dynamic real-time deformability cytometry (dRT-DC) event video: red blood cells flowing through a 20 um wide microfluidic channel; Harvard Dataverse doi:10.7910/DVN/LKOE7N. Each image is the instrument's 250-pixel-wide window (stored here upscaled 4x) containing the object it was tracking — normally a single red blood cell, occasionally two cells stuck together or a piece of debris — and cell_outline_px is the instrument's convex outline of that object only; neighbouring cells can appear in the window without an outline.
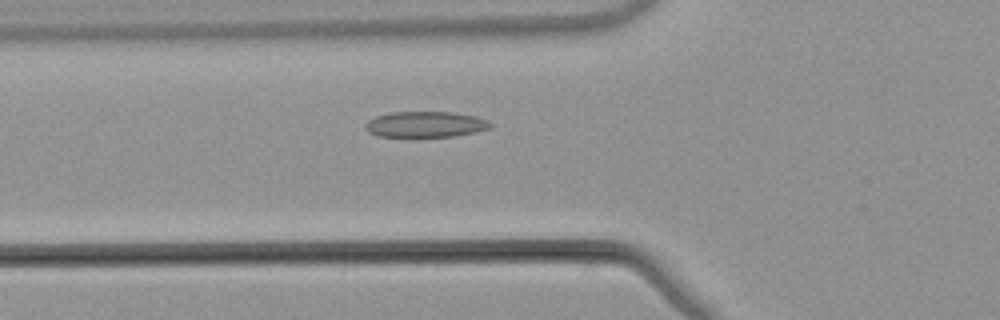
{"species": "common noctule bat (a hibernating species)", "species_latin": "Nyctalus noctula", "temperature_condition": "warm", "stored_images_in_passage": 51, "camera_frame_rate_fps": 3000, "um_per_image_px": 0.085, "animal": {"sex": "male", "body_mass_g": 21.5, "forearm_length_mm": 52.0}, "frame": {"image": 1, "passage_image": 17, "time_ms": 5.333, "image_size_px": [1000, 320], "cell_outline_px": [[492, 128], [476, 132], [456, 136], [376, 136], [368, 132], [364, 128], [364, 124], [368, 120], [376, 116], [388, 112], [452, 112], [476, 116], [488, 120], [492, 124]], "centroid_in_image_um": [36.16, 10.56], "position_along_channel_um": 89.6, "area_um2": 18.96}}
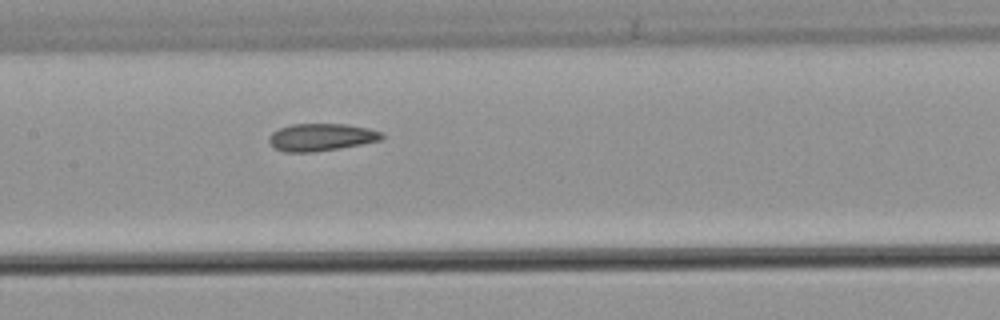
{"frame": {"image": 2, "passage_image": 24, "time_ms": 7.667, "image_size_px": [1000, 320], "cell_outline_px": [[384, 136], [380, 140], [340, 148], [312, 152], [284, 152], [272, 148], [268, 140], [268, 136], [272, 132], [280, 128], [292, 124], [348, 124], [368, 128], [380, 132]], "centroid_in_image_um": [27.24, 11.66], "position_along_channel_um": 180.2, "area_um2": 18.03}}
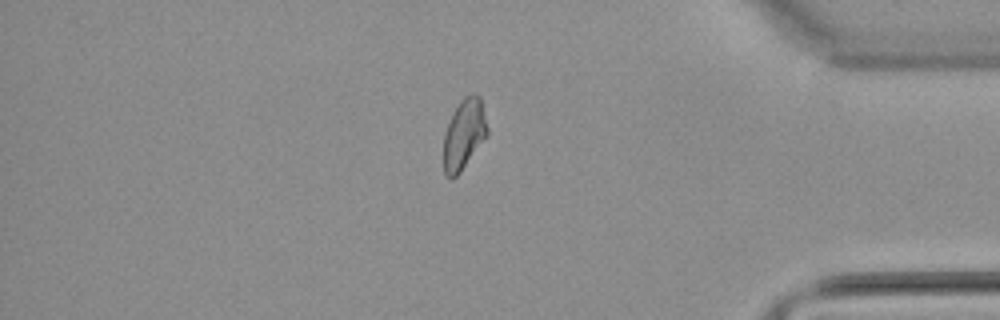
{"frame": {"image": 3, "passage_image": 43, "time_ms": 14.0, "image_size_px": [1000, 320], "cell_outline_px": [[488, 136], [460, 172], [452, 180], [444, 172], [444, 132], [452, 112], [460, 100], [464, 96], [472, 92], [480, 96], [488, 128]], "centroid_in_image_um": [39.45, 11.38], "position_along_channel_um": 395.8, "area_um2": 18.15}, "authors_computed_cell_mechanics": {"area_um2": 18.5538, "velocity_mm_per_s": 3.8503, "shape_relaxation_time_tau1_ms": null, "shape_relaxation_time_tau2_ms": 2.9665, "deformation_change_tau1": null, "deformation_change_tau2": 0.0937}}